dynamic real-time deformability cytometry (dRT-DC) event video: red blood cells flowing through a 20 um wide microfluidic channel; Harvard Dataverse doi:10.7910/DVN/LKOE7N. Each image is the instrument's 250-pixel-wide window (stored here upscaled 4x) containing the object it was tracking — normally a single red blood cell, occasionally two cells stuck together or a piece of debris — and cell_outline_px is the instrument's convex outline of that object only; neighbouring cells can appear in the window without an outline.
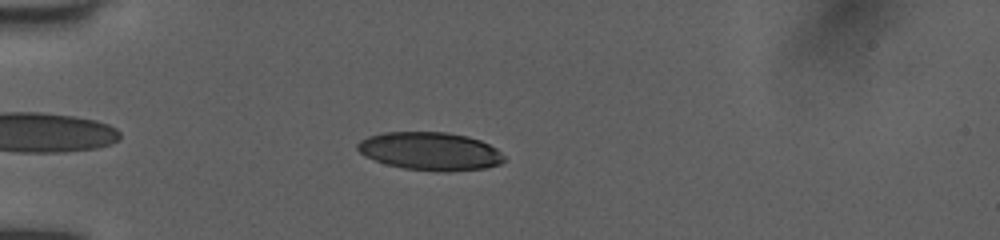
{"species": "human", "species_latin": "Homo sapiens", "temperature_condition": "room temperature", "stored_images_in_passage": 42, "camera_frame_rate_fps": 3000, "um_per_image_px": 0.085, "donor": {"sex": "female"}, "frame": {"image": 1, "passage_image": 6, "time_ms": 1.667, "image_size_px": [1000, 240], "cell_outline_px": [[504, 160], [500, 164], [484, 168], [448, 172], [436, 172], [404, 168], [388, 164], [364, 156], [356, 148], [356, 144], [360, 140], [368, 136], [384, 132], [448, 132], [468, 136], [480, 140], [496, 148], [504, 156]], "centroid_in_image_um": [36.56, 12.85], "position_along_channel_um": 48.4, "area_um2": 32.66}}
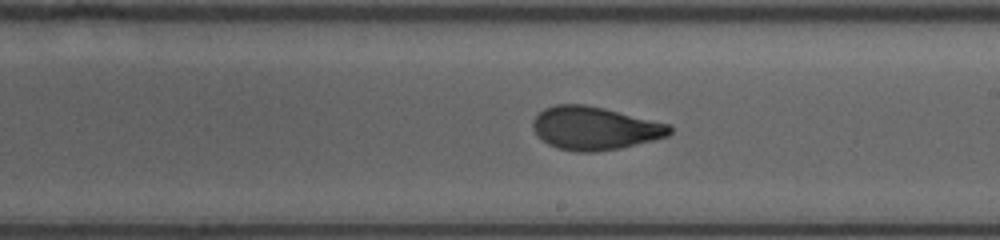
{"frame": {"image": 2, "passage_image": 22, "time_ms": 7.0, "image_size_px": [1000, 240], "cell_outline_px": [[672, 132], [668, 136], [620, 148], [596, 152], [576, 152], [556, 148], [548, 144], [532, 128], [532, 120], [544, 108], [556, 104], [584, 104], [604, 108], [672, 124]], "centroid_in_image_um": [50.57, 10.89], "position_along_channel_um": 238.4, "area_um2": 34.51}}
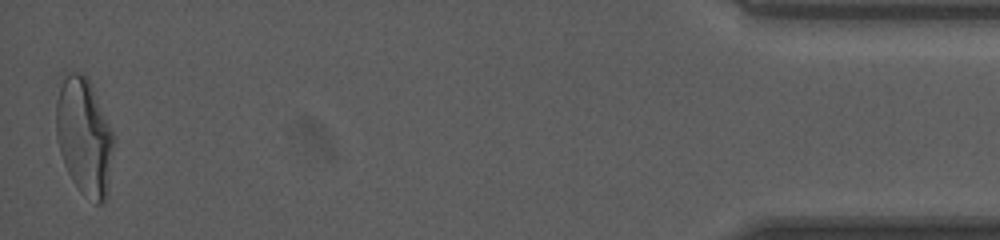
{"frame": {"image": 3, "passage_image": 42, "time_ms": 13.667, "image_size_px": [1000, 240], "cell_outline_px": [[112, 148], [108, 192], [104, 204], [96, 204], [80, 192], [72, 180], [64, 164], [60, 152], [56, 136], [56, 100], [64, 68], [84, 72], [92, 88], [112, 132]], "centroid_in_image_um": [7.11, 11.57], "position_along_channel_um": 428.1, "area_um2": 39.25}, "authors_computed_cell_mechanics": {"area_um2": 34.5933, "velocity_mm_per_s": 4.0526, "shape_relaxation_time_tau1_ms": 5.006, "shape_relaxation_time_tau2_ms": 1.0804, "deformation_change_tau1": 0.1982, "deformation_change_tau2": 0.059}}